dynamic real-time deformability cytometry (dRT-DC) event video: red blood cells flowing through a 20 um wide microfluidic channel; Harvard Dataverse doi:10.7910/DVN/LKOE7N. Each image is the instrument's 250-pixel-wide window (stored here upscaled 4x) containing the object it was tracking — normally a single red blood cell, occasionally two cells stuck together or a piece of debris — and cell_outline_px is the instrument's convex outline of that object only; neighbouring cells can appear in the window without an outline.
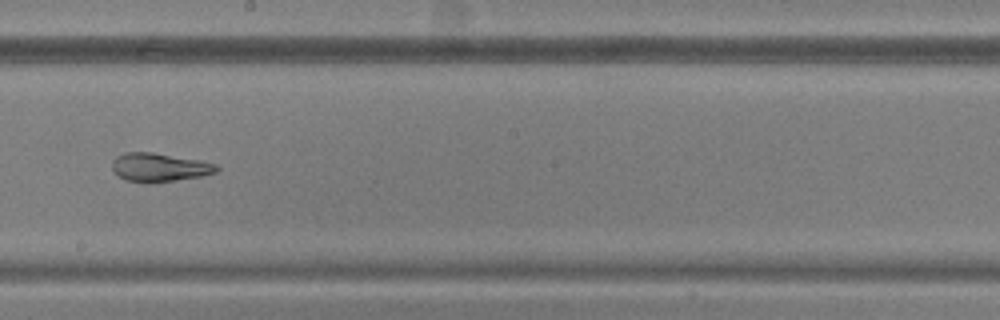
{"species": "common noctule bat (a hibernating species)", "species_latin": "Nyctalus noctula", "temperature_condition": "warm", "stored_images_in_passage": 49, "camera_frame_rate_fps": 3000, "um_per_image_px": 0.085, "animal": {"sex": "male", "body_mass_g": 20.5, "forearm_length_mm": 52.5}, "frame": {"image": 1, "passage_image": 28, "time_ms": 9.0, "image_size_px": [1000, 320], "cell_outline_px": [[220, 168], [216, 172], [200, 176], [152, 184], [144, 184], [124, 180], [112, 168], [112, 160], [116, 156], [128, 152], [152, 152], [200, 160], [216, 164]], "centroid_in_image_um": [13.53, 14.24], "position_along_channel_um": 234.7, "area_um2": 17.57}}
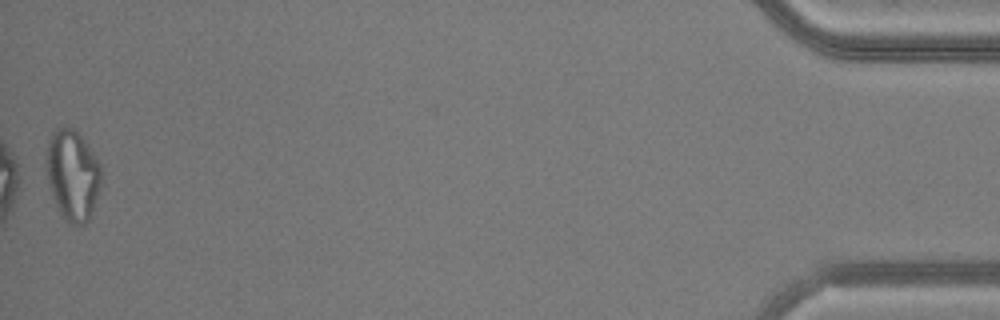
{"frame": {"image": 2, "passage_image": 49, "time_ms": 16.0, "image_size_px": [1000, 320], "cell_outline_px": [[100, 184], [88, 220], [84, 224], [72, 224], [64, 220], [60, 216], [52, 196], [48, 184], [44, 168], [48, 140], [52, 132], [56, 128], [72, 128], [88, 144], [96, 156], [100, 164]], "centroid_in_image_um": [6.11, 14.87], "position_along_channel_um": 429.1, "area_um2": 29.02}}